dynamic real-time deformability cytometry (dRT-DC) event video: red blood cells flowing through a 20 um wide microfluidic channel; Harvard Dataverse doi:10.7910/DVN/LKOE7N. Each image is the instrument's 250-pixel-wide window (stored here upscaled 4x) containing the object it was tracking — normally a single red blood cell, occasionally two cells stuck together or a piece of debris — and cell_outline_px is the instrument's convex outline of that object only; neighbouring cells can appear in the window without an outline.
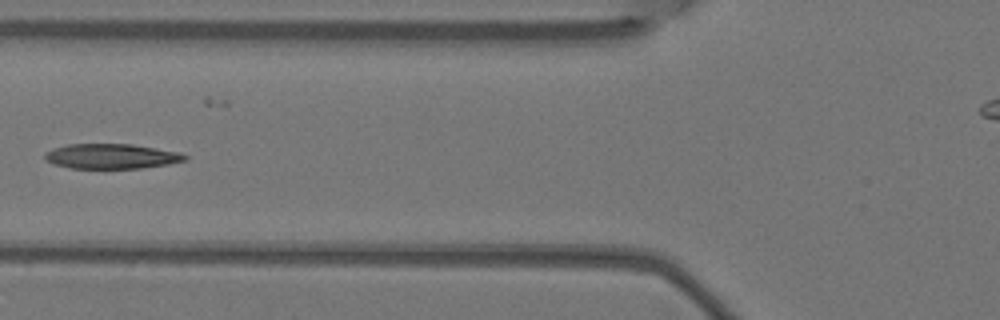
{"species": "Egyptian fruit bat (a non-hibernating species)", "species_latin": "Rousettus aegyptiacus", "temperature_condition": "warm", "stored_images_in_passage": 8, "camera_frame_rate_fps": 3000, "um_per_image_px": 0.085, "animal": {"sex": "female"}, "frame": {"image": 1, "passage_image": 6, "time_ms": 1.667, "image_size_px": [1000, 320], "cell_outline_px": [[188, 160], [168, 164], [140, 168], [72, 168], [52, 164], [44, 156], [44, 152], [52, 148], [68, 144], [132, 144], [180, 152], [188, 156]], "centroid_in_image_um": [9.48, 13.28], "position_along_channel_um": 116.3, "area_um2": 20.4}}